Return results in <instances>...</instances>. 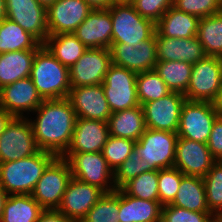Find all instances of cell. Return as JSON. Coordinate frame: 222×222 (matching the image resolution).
I'll use <instances>...</instances> for the list:
<instances>
[{
  "label": "cell",
  "instance_id": "obj_1",
  "mask_svg": "<svg viewBox=\"0 0 222 222\" xmlns=\"http://www.w3.org/2000/svg\"><path fill=\"white\" fill-rule=\"evenodd\" d=\"M32 115L27 118L38 148L61 157L70 146L77 119L70 100H43Z\"/></svg>",
  "mask_w": 222,
  "mask_h": 222
},
{
  "label": "cell",
  "instance_id": "obj_2",
  "mask_svg": "<svg viewBox=\"0 0 222 222\" xmlns=\"http://www.w3.org/2000/svg\"><path fill=\"white\" fill-rule=\"evenodd\" d=\"M56 157L40 150L35 155L0 163V185L8 195H31L44 170Z\"/></svg>",
  "mask_w": 222,
  "mask_h": 222
},
{
  "label": "cell",
  "instance_id": "obj_3",
  "mask_svg": "<svg viewBox=\"0 0 222 222\" xmlns=\"http://www.w3.org/2000/svg\"><path fill=\"white\" fill-rule=\"evenodd\" d=\"M30 78L43 100L68 98L71 85L69 68L43 45L35 54Z\"/></svg>",
  "mask_w": 222,
  "mask_h": 222
},
{
  "label": "cell",
  "instance_id": "obj_4",
  "mask_svg": "<svg viewBox=\"0 0 222 222\" xmlns=\"http://www.w3.org/2000/svg\"><path fill=\"white\" fill-rule=\"evenodd\" d=\"M108 9L112 20V43L137 44L155 34L156 24L140 16L132 4H113Z\"/></svg>",
  "mask_w": 222,
  "mask_h": 222
},
{
  "label": "cell",
  "instance_id": "obj_5",
  "mask_svg": "<svg viewBox=\"0 0 222 222\" xmlns=\"http://www.w3.org/2000/svg\"><path fill=\"white\" fill-rule=\"evenodd\" d=\"M61 157L68 162L73 178L96 186L104 193L116 190L114 172L102 152L64 153Z\"/></svg>",
  "mask_w": 222,
  "mask_h": 222
},
{
  "label": "cell",
  "instance_id": "obj_6",
  "mask_svg": "<svg viewBox=\"0 0 222 222\" xmlns=\"http://www.w3.org/2000/svg\"><path fill=\"white\" fill-rule=\"evenodd\" d=\"M177 133L146 128L134 150L152 170L171 168L175 162Z\"/></svg>",
  "mask_w": 222,
  "mask_h": 222
},
{
  "label": "cell",
  "instance_id": "obj_7",
  "mask_svg": "<svg viewBox=\"0 0 222 222\" xmlns=\"http://www.w3.org/2000/svg\"><path fill=\"white\" fill-rule=\"evenodd\" d=\"M222 86V58L205 56L193 64L186 100L213 102Z\"/></svg>",
  "mask_w": 222,
  "mask_h": 222
},
{
  "label": "cell",
  "instance_id": "obj_8",
  "mask_svg": "<svg viewBox=\"0 0 222 222\" xmlns=\"http://www.w3.org/2000/svg\"><path fill=\"white\" fill-rule=\"evenodd\" d=\"M137 73L115 64L107 71L102 87L112 113L140 106L136 89Z\"/></svg>",
  "mask_w": 222,
  "mask_h": 222
},
{
  "label": "cell",
  "instance_id": "obj_9",
  "mask_svg": "<svg viewBox=\"0 0 222 222\" xmlns=\"http://www.w3.org/2000/svg\"><path fill=\"white\" fill-rule=\"evenodd\" d=\"M40 151L27 117H13L0 136V163L16 161Z\"/></svg>",
  "mask_w": 222,
  "mask_h": 222
},
{
  "label": "cell",
  "instance_id": "obj_10",
  "mask_svg": "<svg viewBox=\"0 0 222 222\" xmlns=\"http://www.w3.org/2000/svg\"><path fill=\"white\" fill-rule=\"evenodd\" d=\"M217 117L212 102L186 100L182 106L177 135L206 144Z\"/></svg>",
  "mask_w": 222,
  "mask_h": 222
},
{
  "label": "cell",
  "instance_id": "obj_11",
  "mask_svg": "<svg viewBox=\"0 0 222 222\" xmlns=\"http://www.w3.org/2000/svg\"><path fill=\"white\" fill-rule=\"evenodd\" d=\"M71 178L68 162L56 157L44 170L31 195L44 209H57Z\"/></svg>",
  "mask_w": 222,
  "mask_h": 222
},
{
  "label": "cell",
  "instance_id": "obj_12",
  "mask_svg": "<svg viewBox=\"0 0 222 222\" xmlns=\"http://www.w3.org/2000/svg\"><path fill=\"white\" fill-rule=\"evenodd\" d=\"M111 64L109 49L88 48L69 68L71 88L102 84Z\"/></svg>",
  "mask_w": 222,
  "mask_h": 222
},
{
  "label": "cell",
  "instance_id": "obj_13",
  "mask_svg": "<svg viewBox=\"0 0 222 222\" xmlns=\"http://www.w3.org/2000/svg\"><path fill=\"white\" fill-rule=\"evenodd\" d=\"M185 101L184 94L171 91L163 98L143 104L146 128L177 133Z\"/></svg>",
  "mask_w": 222,
  "mask_h": 222
},
{
  "label": "cell",
  "instance_id": "obj_14",
  "mask_svg": "<svg viewBox=\"0 0 222 222\" xmlns=\"http://www.w3.org/2000/svg\"><path fill=\"white\" fill-rule=\"evenodd\" d=\"M109 50L115 65L135 73L154 70L157 63L156 33L137 44L112 43Z\"/></svg>",
  "mask_w": 222,
  "mask_h": 222
},
{
  "label": "cell",
  "instance_id": "obj_15",
  "mask_svg": "<svg viewBox=\"0 0 222 222\" xmlns=\"http://www.w3.org/2000/svg\"><path fill=\"white\" fill-rule=\"evenodd\" d=\"M6 18L19 24L42 45L49 36L47 8L37 0H6Z\"/></svg>",
  "mask_w": 222,
  "mask_h": 222
},
{
  "label": "cell",
  "instance_id": "obj_16",
  "mask_svg": "<svg viewBox=\"0 0 222 222\" xmlns=\"http://www.w3.org/2000/svg\"><path fill=\"white\" fill-rule=\"evenodd\" d=\"M42 102L43 99L30 77L5 85L0 89V107L13 117H28Z\"/></svg>",
  "mask_w": 222,
  "mask_h": 222
},
{
  "label": "cell",
  "instance_id": "obj_17",
  "mask_svg": "<svg viewBox=\"0 0 222 222\" xmlns=\"http://www.w3.org/2000/svg\"><path fill=\"white\" fill-rule=\"evenodd\" d=\"M91 11L83 0H56L47 7L49 35L74 33Z\"/></svg>",
  "mask_w": 222,
  "mask_h": 222
},
{
  "label": "cell",
  "instance_id": "obj_18",
  "mask_svg": "<svg viewBox=\"0 0 222 222\" xmlns=\"http://www.w3.org/2000/svg\"><path fill=\"white\" fill-rule=\"evenodd\" d=\"M102 195L104 192L98 187L72 177L57 210L75 222H81Z\"/></svg>",
  "mask_w": 222,
  "mask_h": 222
},
{
  "label": "cell",
  "instance_id": "obj_19",
  "mask_svg": "<svg viewBox=\"0 0 222 222\" xmlns=\"http://www.w3.org/2000/svg\"><path fill=\"white\" fill-rule=\"evenodd\" d=\"M215 162L207 144L178 137L173 167L184 175L203 178Z\"/></svg>",
  "mask_w": 222,
  "mask_h": 222
},
{
  "label": "cell",
  "instance_id": "obj_20",
  "mask_svg": "<svg viewBox=\"0 0 222 222\" xmlns=\"http://www.w3.org/2000/svg\"><path fill=\"white\" fill-rule=\"evenodd\" d=\"M68 99L77 118L108 122L112 114L102 84L71 88Z\"/></svg>",
  "mask_w": 222,
  "mask_h": 222
},
{
  "label": "cell",
  "instance_id": "obj_21",
  "mask_svg": "<svg viewBox=\"0 0 222 222\" xmlns=\"http://www.w3.org/2000/svg\"><path fill=\"white\" fill-rule=\"evenodd\" d=\"M109 136L107 122L77 118L70 146L65 153L101 152Z\"/></svg>",
  "mask_w": 222,
  "mask_h": 222
},
{
  "label": "cell",
  "instance_id": "obj_22",
  "mask_svg": "<svg viewBox=\"0 0 222 222\" xmlns=\"http://www.w3.org/2000/svg\"><path fill=\"white\" fill-rule=\"evenodd\" d=\"M87 48H106L112 44V20L109 9L92 10L74 31Z\"/></svg>",
  "mask_w": 222,
  "mask_h": 222
},
{
  "label": "cell",
  "instance_id": "obj_23",
  "mask_svg": "<svg viewBox=\"0 0 222 222\" xmlns=\"http://www.w3.org/2000/svg\"><path fill=\"white\" fill-rule=\"evenodd\" d=\"M156 33L157 61H185L197 63L206 55L198 37L168 38Z\"/></svg>",
  "mask_w": 222,
  "mask_h": 222
},
{
  "label": "cell",
  "instance_id": "obj_24",
  "mask_svg": "<svg viewBox=\"0 0 222 222\" xmlns=\"http://www.w3.org/2000/svg\"><path fill=\"white\" fill-rule=\"evenodd\" d=\"M118 214L120 222H161L162 205L159 201L132 197L119 189Z\"/></svg>",
  "mask_w": 222,
  "mask_h": 222
},
{
  "label": "cell",
  "instance_id": "obj_25",
  "mask_svg": "<svg viewBox=\"0 0 222 222\" xmlns=\"http://www.w3.org/2000/svg\"><path fill=\"white\" fill-rule=\"evenodd\" d=\"M200 18L171 6L156 23V31L168 38L197 36Z\"/></svg>",
  "mask_w": 222,
  "mask_h": 222
},
{
  "label": "cell",
  "instance_id": "obj_26",
  "mask_svg": "<svg viewBox=\"0 0 222 222\" xmlns=\"http://www.w3.org/2000/svg\"><path fill=\"white\" fill-rule=\"evenodd\" d=\"M108 130L111 136L127 138L135 142L146 130L142 106H136L112 113L108 118Z\"/></svg>",
  "mask_w": 222,
  "mask_h": 222
},
{
  "label": "cell",
  "instance_id": "obj_27",
  "mask_svg": "<svg viewBox=\"0 0 222 222\" xmlns=\"http://www.w3.org/2000/svg\"><path fill=\"white\" fill-rule=\"evenodd\" d=\"M38 50H18L0 54V89L30 77L32 63Z\"/></svg>",
  "mask_w": 222,
  "mask_h": 222
},
{
  "label": "cell",
  "instance_id": "obj_28",
  "mask_svg": "<svg viewBox=\"0 0 222 222\" xmlns=\"http://www.w3.org/2000/svg\"><path fill=\"white\" fill-rule=\"evenodd\" d=\"M171 205L190 211L211 212L207 205L203 178L184 175Z\"/></svg>",
  "mask_w": 222,
  "mask_h": 222
},
{
  "label": "cell",
  "instance_id": "obj_29",
  "mask_svg": "<svg viewBox=\"0 0 222 222\" xmlns=\"http://www.w3.org/2000/svg\"><path fill=\"white\" fill-rule=\"evenodd\" d=\"M43 45L16 22L0 21V54L18 50L40 49Z\"/></svg>",
  "mask_w": 222,
  "mask_h": 222
},
{
  "label": "cell",
  "instance_id": "obj_30",
  "mask_svg": "<svg viewBox=\"0 0 222 222\" xmlns=\"http://www.w3.org/2000/svg\"><path fill=\"white\" fill-rule=\"evenodd\" d=\"M43 45L67 68L72 67L88 49L74 33L49 35Z\"/></svg>",
  "mask_w": 222,
  "mask_h": 222
},
{
  "label": "cell",
  "instance_id": "obj_31",
  "mask_svg": "<svg viewBox=\"0 0 222 222\" xmlns=\"http://www.w3.org/2000/svg\"><path fill=\"white\" fill-rule=\"evenodd\" d=\"M43 210L32 195H9L4 204L1 222H37Z\"/></svg>",
  "mask_w": 222,
  "mask_h": 222
},
{
  "label": "cell",
  "instance_id": "obj_32",
  "mask_svg": "<svg viewBox=\"0 0 222 222\" xmlns=\"http://www.w3.org/2000/svg\"><path fill=\"white\" fill-rule=\"evenodd\" d=\"M192 68L193 64L185 61H157L154 71L171 91L185 94L190 83Z\"/></svg>",
  "mask_w": 222,
  "mask_h": 222
},
{
  "label": "cell",
  "instance_id": "obj_33",
  "mask_svg": "<svg viewBox=\"0 0 222 222\" xmlns=\"http://www.w3.org/2000/svg\"><path fill=\"white\" fill-rule=\"evenodd\" d=\"M197 37L206 56L222 58V11L200 18Z\"/></svg>",
  "mask_w": 222,
  "mask_h": 222
},
{
  "label": "cell",
  "instance_id": "obj_34",
  "mask_svg": "<svg viewBox=\"0 0 222 222\" xmlns=\"http://www.w3.org/2000/svg\"><path fill=\"white\" fill-rule=\"evenodd\" d=\"M136 89L139 104L163 98L171 92L162 78L154 71L137 73Z\"/></svg>",
  "mask_w": 222,
  "mask_h": 222
},
{
  "label": "cell",
  "instance_id": "obj_35",
  "mask_svg": "<svg viewBox=\"0 0 222 222\" xmlns=\"http://www.w3.org/2000/svg\"><path fill=\"white\" fill-rule=\"evenodd\" d=\"M121 189L132 197L159 201L158 170H152L138 175L127 182Z\"/></svg>",
  "mask_w": 222,
  "mask_h": 222
},
{
  "label": "cell",
  "instance_id": "obj_36",
  "mask_svg": "<svg viewBox=\"0 0 222 222\" xmlns=\"http://www.w3.org/2000/svg\"><path fill=\"white\" fill-rule=\"evenodd\" d=\"M119 189L104 193L97 203L87 212L81 222H120Z\"/></svg>",
  "mask_w": 222,
  "mask_h": 222
},
{
  "label": "cell",
  "instance_id": "obj_37",
  "mask_svg": "<svg viewBox=\"0 0 222 222\" xmlns=\"http://www.w3.org/2000/svg\"><path fill=\"white\" fill-rule=\"evenodd\" d=\"M209 210L215 215L222 210V161H216L203 177Z\"/></svg>",
  "mask_w": 222,
  "mask_h": 222
},
{
  "label": "cell",
  "instance_id": "obj_38",
  "mask_svg": "<svg viewBox=\"0 0 222 222\" xmlns=\"http://www.w3.org/2000/svg\"><path fill=\"white\" fill-rule=\"evenodd\" d=\"M134 144L135 141L131 139L109 136L101 152L113 172L129 158Z\"/></svg>",
  "mask_w": 222,
  "mask_h": 222
},
{
  "label": "cell",
  "instance_id": "obj_39",
  "mask_svg": "<svg viewBox=\"0 0 222 222\" xmlns=\"http://www.w3.org/2000/svg\"><path fill=\"white\" fill-rule=\"evenodd\" d=\"M184 174L175 167L158 170L159 202L162 206L173 202Z\"/></svg>",
  "mask_w": 222,
  "mask_h": 222
},
{
  "label": "cell",
  "instance_id": "obj_40",
  "mask_svg": "<svg viewBox=\"0 0 222 222\" xmlns=\"http://www.w3.org/2000/svg\"><path fill=\"white\" fill-rule=\"evenodd\" d=\"M148 171H152L150 166L146 165L139 154L133 150L129 158H127L114 172V184L116 189H121L127 182Z\"/></svg>",
  "mask_w": 222,
  "mask_h": 222
},
{
  "label": "cell",
  "instance_id": "obj_41",
  "mask_svg": "<svg viewBox=\"0 0 222 222\" xmlns=\"http://www.w3.org/2000/svg\"><path fill=\"white\" fill-rule=\"evenodd\" d=\"M161 222H214V214L190 211L169 204L162 206Z\"/></svg>",
  "mask_w": 222,
  "mask_h": 222
},
{
  "label": "cell",
  "instance_id": "obj_42",
  "mask_svg": "<svg viewBox=\"0 0 222 222\" xmlns=\"http://www.w3.org/2000/svg\"><path fill=\"white\" fill-rule=\"evenodd\" d=\"M173 7L199 18L222 11V0H173Z\"/></svg>",
  "mask_w": 222,
  "mask_h": 222
},
{
  "label": "cell",
  "instance_id": "obj_43",
  "mask_svg": "<svg viewBox=\"0 0 222 222\" xmlns=\"http://www.w3.org/2000/svg\"><path fill=\"white\" fill-rule=\"evenodd\" d=\"M132 5L140 16L156 24L161 16L173 6V0H134Z\"/></svg>",
  "mask_w": 222,
  "mask_h": 222
},
{
  "label": "cell",
  "instance_id": "obj_44",
  "mask_svg": "<svg viewBox=\"0 0 222 222\" xmlns=\"http://www.w3.org/2000/svg\"><path fill=\"white\" fill-rule=\"evenodd\" d=\"M212 157L222 161V117L218 116L212 126V131L206 143Z\"/></svg>",
  "mask_w": 222,
  "mask_h": 222
},
{
  "label": "cell",
  "instance_id": "obj_45",
  "mask_svg": "<svg viewBox=\"0 0 222 222\" xmlns=\"http://www.w3.org/2000/svg\"><path fill=\"white\" fill-rule=\"evenodd\" d=\"M37 222H75L57 209H44Z\"/></svg>",
  "mask_w": 222,
  "mask_h": 222
},
{
  "label": "cell",
  "instance_id": "obj_46",
  "mask_svg": "<svg viewBox=\"0 0 222 222\" xmlns=\"http://www.w3.org/2000/svg\"><path fill=\"white\" fill-rule=\"evenodd\" d=\"M86 2L92 10L97 9H108L113 4H115V0H83Z\"/></svg>",
  "mask_w": 222,
  "mask_h": 222
},
{
  "label": "cell",
  "instance_id": "obj_47",
  "mask_svg": "<svg viewBox=\"0 0 222 222\" xmlns=\"http://www.w3.org/2000/svg\"><path fill=\"white\" fill-rule=\"evenodd\" d=\"M12 118L13 116L11 114L0 107V136Z\"/></svg>",
  "mask_w": 222,
  "mask_h": 222
},
{
  "label": "cell",
  "instance_id": "obj_48",
  "mask_svg": "<svg viewBox=\"0 0 222 222\" xmlns=\"http://www.w3.org/2000/svg\"><path fill=\"white\" fill-rule=\"evenodd\" d=\"M212 103L218 116L222 117V86Z\"/></svg>",
  "mask_w": 222,
  "mask_h": 222
},
{
  "label": "cell",
  "instance_id": "obj_49",
  "mask_svg": "<svg viewBox=\"0 0 222 222\" xmlns=\"http://www.w3.org/2000/svg\"><path fill=\"white\" fill-rule=\"evenodd\" d=\"M8 194L7 192L4 190V188L0 185V222L2 219V214H3V208H4V204L8 198Z\"/></svg>",
  "mask_w": 222,
  "mask_h": 222
},
{
  "label": "cell",
  "instance_id": "obj_50",
  "mask_svg": "<svg viewBox=\"0 0 222 222\" xmlns=\"http://www.w3.org/2000/svg\"><path fill=\"white\" fill-rule=\"evenodd\" d=\"M6 18V0H0V21Z\"/></svg>",
  "mask_w": 222,
  "mask_h": 222
},
{
  "label": "cell",
  "instance_id": "obj_51",
  "mask_svg": "<svg viewBox=\"0 0 222 222\" xmlns=\"http://www.w3.org/2000/svg\"><path fill=\"white\" fill-rule=\"evenodd\" d=\"M41 5L45 6L46 8L52 5L56 0H37Z\"/></svg>",
  "mask_w": 222,
  "mask_h": 222
},
{
  "label": "cell",
  "instance_id": "obj_52",
  "mask_svg": "<svg viewBox=\"0 0 222 222\" xmlns=\"http://www.w3.org/2000/svg\"><path fill=\"white\" fill-rule=\"evenodd\" d=\"M214 222H222V210L214 215Z\"/></svg>",
  "mask_w": 222,
  "mask_h": 222
},
{
  "label": "cell",
  "instance_id": "obj_53",
  "mask_svg": "<svg viewBox=\"0 0 222 222\" xmlns=\"http://www.w3.org/2000/svg\"><path fill=\"white\" fill-rule=\"evenodd\" d=\"M134 0H115V4H132Z\"/></svg>",
  "mask_w": 222,
  "mask_h": 222
}]
</instances>
